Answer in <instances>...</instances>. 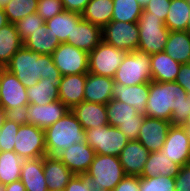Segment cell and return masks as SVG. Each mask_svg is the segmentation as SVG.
<instances>
[{
	"label": "cell",
	"mask_w": 190,
	"mask_h": 191,
	"mask_svg": "<svg viewBox=\"0 0 190 191\" xmlns=\"http://www.w3.org/2000/svg\"><path fill=\"white\" fill-rule=\"evenodd\" d=\"M61 79H40L34 86L26 88L29 104L44 105L59 97Z\"/></svg>",
	"instance_id": "29"
},
{
	"label": "cell",
	"mask_w": 190,
	"mask_h": 191,
	"mask_svg": "<svg viewBox=\"0 0 190 191\" xmlns=\"http://www.w3.org/2000/svg\"><path fill=\"white\" fill-rule=\"evenodd\" d=\"M9 23L8 18L5 14L4 8L0 7V28Z\"/></svg>",
	"instance_id": "51"
},
{
	"label": "cell",
	"mask_w": 190,
	"mask_h": 191,
	"mask_svg": "<svg viewBox=\"0 0 190 191\" xmlns=\"http://www.w3.org/2000/svg\"><path fill=\"white\" fill-rule=\"evenodd\" d=\"M38 0H10L3 8L9 23L15 24L27 15L37 12Z\"/></svg>",
	"instance_id": "37"
},
{
	"label": "cell",
	"mask_w": 190,
	"mask_h": 191,
	"mask_svg": "<svg viewBox=\"0 0 190 191\" xmlns=\"http://www.w3.org/2000/svg\"><path fill=\"white\" fill-rule=\"evenodd\" d=\"M70 109L59 99L44 105L28 104L29 124L45 130L53 123L63 118Z\"/></svg>",
	"instance_id": "16"
},
{
	"label": "cell",
	"mask_w": 190,
	"mask_h": 191,
	"mask_svg": "<svg viewBox=\"0 0 190 191\" xmlns=\"http://www.w3.org/2000/svg\"><path fill=\"white\" fill-rule=\"evenodd\" d=\"M5 69L14 74L26 88L34 86L40 79L62 78L52 55L39 54L24 46L12 56Z\"/></svg>",
	"instance_id": "2"
},
{
	"label": "cell",
	"mask_w": 190,
	"mask_h": 191,
	"mask_svg": "<svg viewBox=\"0 0 190 191\" xmlns=\"http://www.w3.org/2000/svg\"><path fill=\"white\" fill-rule=\"evenodd\" d=\"M171 126L172 123L170 121L145 117L137 141L149 152L160 151L163 148V144Z\"/></svg>",
	"instance_id": "14"
},
{
	"label": "cell",
	"mask_w": 190,
	"mask_h": 191,
	"mask_svg": "<svg viewBox=\"0 0 190 191\" xmlns=\"http://www.w3.org/2000/svg\"><path fill=\"white\" fill-rule=\"evenodd\" d=\"M186 32L190 34V14H189V18H188V23H187V27H186Z\"/></svg>",
	"instance_id": "55"
},
{
	"label": "cell",
	"mask_w": 190,
	"mask_h": 191,
	"mask_svg": "<svg viewBox=\"0 0 190 191\" xmlns=\"http://www.w3.org/2000/svg\"><path fill=\"white\" fill-rule=\"evenodd\" d=\"M113 80L125 86L151 82L150 55L138 50L127 52Z\"/></svg>",
	"instance_id": "6"
},
{
	"label": "cell",
	"mask_w": 190,
	"mask_h": 191,
	"mask_svg": "<svg viewBox=\"0 0 190 191\" xmlns=\"http://www.w3.org/2000/svg\"><path fill=\"white\" fill-rule=\"evenodd\" d=\"M57 36L46 31V24L39 27V30L33 32L24 42L26 49L39 54L52 55L54 50L60 45Z\"/></svg>",
	"instance_id": "31"
},
{
	"label": "cell",
	"mask_w": 190,
	"mask_h": 191,
	"mask_svg": "<svg viewBox=\"0 0 190 191\" xmlns=\"http://www.w3.org/2000/svg\"><path fill=\"white\" fill-rule=\"evenodd\" d=\"M189 14V0H171L164 24L169 31H186Z\"/></svg>",
	"instance_id": "33"
},
{
	"label": "cell",
	"mask_w": 190,
	"mask_h": 191,
	"mask_svg": "<svg viewBox=\"0 0 190 191\" xmlns=\"http://www.w3.org/2000/svg\"><path fill=\"white\" fill-rule=\"evenodd\" d=\"M106 111L108 124L115 127L122 122L138 121V117L141 115L133 106L113 99L106 104Z\"/></svg>",
	"instance_id": "35"
},
{
	"label": "cell",
	"mask_w": 190,
	"mask_h": 191,
	"mask_svg": "<svg viewBox=\"0 0 190 191\" xmlns=\"http://www.w3.org/2000/svg\"><path fill=\"white\" fill-rule=\"evenodd\" d=\"M183 126H190V116H189L187 122Z\"/></svg>",
	"instance_id": "58"
},
{
	"label": "cell",
	"mask_w": 190,
	"mask_h": 191,
	"mask_svg": "<svg viewBox=\"0 0 190 191\" xmlns=\"http://www.w3.org/2000/svg\"><path fill=\"white\" fill-rule=\"evenodd\" d=\"M149 153L139 141L130 140L119 155L126 176L140 177Z\"/></svg>",
	"instance_id": "19"
},
{
	"label": "cell",
	"mask_w": 190,
	"mask_h": 191,
	"mask_svg": "<svg viewBox=\"0 0 190 191\" xmlns=\"http://www.w3.org/2000/svg\"><path fill=\"white\" fill-rule=\"evenodd\" d=\"M113 100L125 102L133 106L138 113L145 115L149 96V83L125 86L114 82L112 87Z\"/></svg>",
	"instance_id": "17"
},
{
	"label": "cell",
	"mask_w": 190,
	"mask_h": 191,
	"mask_svg": "<svg viewBox=\"0 0 190 191\" xmlns=\"http://www.w3.org/2000/svg\"><path fill=\"white\" fill-rule=\"evenodd\" d=\"M22 161L14 151H0V182L3 185L20 180Z\"/></svg>",
	"instance_id": "34"
},
{
	"label": "cell",
	"mask_w": 190,
	"mask_h": 191,
	"mask_svg": "<svg viewBox=\"0 0 190 191\" xmlns=\"http://www.w3.org/2000/svg\"><path fill=\"white\" fill-rule=\"evenodd\" d=\"M85 133L86 142L94 149L96 154L119 157L121 150L130 141L122 131L109 124L86 129Z\"/></svg>",
	"instance_id": "7"
},
{
	"label": "cell",
	"mask_w": 190,
	"mask_h": 191,
	"mask_svg": "<svg viewBox=\"0 0 190 191\" xmlns=\"http://www.w3.org/2000/svg\"><path fill=\"white\" fill-rule=\"evenodd\" d=\"M14 152L22 159L47 156L44 130L33 124L21 125L15 137Z\"/></svg>",
	"instance_id": "9"
},
{
	"label": "cell",
	"mask_w": 190,
	"mask_h": 191,
	"mask_svg": "<svg viewBox=\"0 0 190 191\" xmlns=\"http://www.w3.org/2000/svg\"><path fill=\"white\" fill-rule=\"evenodd\" d=\"M23 40L16 30L15 24L8 23L0 28V66L10 62L12 56L23 47Z\"/></svg>",
	"instance_id": "28"
},
{
	"label": "cell",
	"mask_w": 190,
	"mask_h": 191,
	"mask_svg": "<svg viewBox=\"0 0 190 191\" xmlns=\"http://www.w3.org/2000/svg\"><path fill=\"white\" fill-rule=\"evenodd\" d=\"M164 52L180 64L190 63V34L170 31Z\"/></svg>",
	"instance_id": "30"
},
{
	"label": "cell",
	"mask_w": 190,
	"mask_h": 191,
	"mask_svg": "<svg viewBox=\"0 0 190 191\" xmlns=\"http://www.w3.org/2000/svg\"><path fill=\"white\" fill-rule=\"evenodd\" d=\"M64 10L82 14L90 0H61Z\"/></svg>",
	"instance_id": "48"
},
{
	"label": "cell",
	"mask_w": 190,
	"mask_h": 191,
	"mask_svg": "<svg viewBox=\"0 0 190 191\" xmlns=\"http://www.w3.org/2000/svg\"><path fill=\"white\" fill-rule=\"evenodd\" d=\"M138 3L144 8L146 4L149 2V0H137Z\"/></svg>",
	"instance_id": "53"
},
{
	"label": "cell",
	"mask_w": 190,
	"mask_h": 191,
	"mask_svg": "<svg viewBox=\"0 0 190 191\" xmlns=\"http://www.w3.org/2000/svg\"><path fill=\"white\" fill-rule=\"evenodd\" d=\"M152 81L175 82L181 64L167 53L159 52L150 55Z\"/></svg>",
	"instance_id": "26"
},
{
	"label": "cell",
	"mask_w": 190,
	"mask_h": 191,
	"mask_svg": "<svg viewBox=\"0 0 190 191\" xmlns=\"http://www.w3.org/2000/svg\"><path fill=\"white\" fill-rule=\"evenodd\" d=\"M126 53V51L117 49L102 40L97 47L88 53V72L114 78Z\"/></svg>",
	"instance_id": "8"
},
{
	"label": "cell",
	"mask_w": 190,
	"mask_h": 191,
	"mask_svg": "<svg viewBox=\"0 0 190 191\" xmlns=\"http://www.w3.org/2000/svg\"><path fill=\"white\" fill-rule=\"evenodd\" d=\"M81 20V14L64 10L53 18L46 20V31L57 36L60 43H66L67 38L71 37L73 27Z\"/></svg>",
	"instance_id": "27"
},
{
	"label": "cell",
	"mask_w": 190,
	"mask_h": 191,
	"mask_svg": "<svg viewBox=\"0 0 190 191\" xmlns=\"http://www.w3.org/2000/svg\"><path fill=\"white\" fill-rule=\"evenodd\" d=\"M175 178V191H190V164L181 167Z\"/></svg>",
	"instance_id": "45"
},
{
	"label": "cell",
	"mask_w": 190,
	"mask_h": 191,
	"mask_svg": "<svg viewBox=\"0 0 190 191\" xmlns=\"http://www.w3.org/2000/svg\"><path fill=\"white\" fill-rule=\"evenodd\" d=\"M62 76L88 73V53L67 43H61L52 54Z\"/></svg>",
	"instance_id": "11"
},
{
	"label": "cell",
	"mask_w": 190,
	"mask_h": 191,
	"mask_svg": "<svg viewBox=\"0 0 190 191\" xmlns=\"http://www.w3.org/2000/svg\"><path fill=\"white\" fill-rule=\"evenodd\" d=\"M64 11L61 0H38L37 14L45 21Z\"/></svg>",
	"instance_id": "41"
},
{
	"label": "cell",
	"mask_w": 190,
	"mask_h": 191,
	"mask_svg": "<svg viewBox=\"0 0 190 191\" xmlns=\"http://www.w3.org/2000/svg\"><path fill=\"white\" fill-rule=\"evenodd\" d=\"M186 127V130H187V132H188V136H189V138H190V126H185Z\"/></svg>",
	"instance_id": "59"
},
{
	"label": "cell",
	"mask_w": 190,
	"mask_h": 191,
	"mask_svg": "<svg viewBox=\"0 0 190 191\" xmlns=\"http://www.w3.org/2000/svg\"><path fill=\"white\" fill-rule=\"evenodd\" d=\"M65 191H90L89 187L85 186V174L74 175L66 186Z\"/></svg>",
	"instance_id": "49"
},
{
	"label": "cell",
	"mask_w": 190,
	"mask_h": 191,
	"mask_svg": "<svg viewBox=\"0 0 190 191\" xmlns=\"http://www.w3.org/2000/svg\"><path fill=\"white\" fill-rule=\"evenodd\" d=\"M90 191H107V190H104V189L98 188V187H90Z\"/></svg>",
	"instance_id": "54"
},
{
	"label": "cell",
	"mask_w": 190,
	"mask_h": 191,
	"mask_svg": "<svg viewBox=\"0 0 190 191\" xmlns=\"http://www.w3.org/2000/svg\"><path fill=\"white\" fill-rule=\"evenodd\" d=\"M44 178L49 191L65 190L74 174L63 164L58 157H43Z\"/></svg>",
	"instance_id": "20"
},
{
	"label": "cell",
	"mask_w": 190,
	"mask_h": 191,
	"mask_svg": "<svg viewBox=\"0 0 190 191\" xmlns=\"http://www.w3.org/2000/svg\"><path fill=\"white\" fill-rule=\"evenodd\" d=\"M96 153L87 142L75 143L57 157L74 175L86 174Z\"/></svg>",
	"instance_id": "15"
},
{
	"label": "cell",
	"mask_w": 190,
	"mask_h": 191,
	"mask_svg": "<svg viewBox=\"0 0 190 191\" xmlns=\"http://www.w3.org/2000/svg\"><path fill=\"white\" fill-rule=\"evenodd\" d=\"M0 82H1V66H0Z\"/></svg>",
	"instance_id": "60"
},
{
	"label": "cell",
	"mask_w": 190,
	"mask_h": 191,
	"mask_svg": "<svg viewBox=\"0 0 190 191\" xmlns=\"http://www.w3.org/2000/svg\"><path fill=\"white\" fill-rule=\"evenodd\" d=\"M113 191H140L138 176H125Z\"/></svg>",
	"instance_id": "47"
},
{
	"label": "cell",
	"mask_w": 190,
	"mask_h": 191,
	"mask_svg": "<svg viewBox=\"0 0 190 191\" xmlns=\"http://www.w3.org/2000/svg\"><path fill=\"white\" fill-rule=\"evenodd\" d=\"M27 113L28 105L17 106L15 108H7L6 110H4L5 119L13 121L19 124L20 126L24 124H29Z\"/></svg>",
	"instance_id": "43"
},
{
	"label": "cell",
	"mask_w": 190,
	"mask_h": 191,
	"mask_svg": "<svg viewBox=\"0 0 190 191\" xmlns=\"http://www.w3.org/2000/svg\"><path fill=\"white\" fill-rule=\"evenodd\" d=\"M28 104L26 87L14 74L1 67L0 106L6 110Z\"/></svg>",
	"instance_id": "13"
},
{
	"label": "cell",
	"mask_w": 190,
	"mask_h": 191,
	"mask_svg": "<svg viewBox=\"0 0 190 191\" xmlns=\"http://www.w3.org/2000/svg\"><path fill=\"white\" fill-rule=\"evenodd\" d=\"M171 0H149L146 6L143 8L146 12L152 13V16L159 17V19L165 22Z\"/></svg>",
	"instance_id": "42"
},
{
	"label": "cell",
	"mask_w": 190,
	"mask_h": 191,
	"mask_svg": "<svg viewBox=\"0 0 190 191\" xmlns=\"http://www.w3.org/2000/svg\"><path fill=\"white\" fill-rule=\"evenodd\" d=\"M173 162L184 166L190 164V138L185 126L172 125L161 149Z\"/></svg>",
	"instance_id": "12"
},
{
	"label": "cell",
	"mask_w": 190,
	"mask_h": 191,
	"mask_svg": "<svg viewBox=\"0 0 190 191\" xmlns=\"http://www.w3.org/2000/svg\"><path fill=\"white\" fill-rule=\"evenodd\" d=\"M146 117L183 126L190 116V98L177 82H149Z\"/></svg>",
	"instance_id": "1"
},
{
	"label": "cell",
	"mask_w": 190,
	"mask_h": 191,
	"mask_svg": "<svg viewBox=\"0 0 190 191\" xmlns=\"http://www.w3.org/2000/svg\"><path fill=\"white\" fill-rule=\"evenodd\" d=\"M181 165L173 162L163 152H150L140 177L151 178L155 176L175 177L181 169Z\"/></svg>",
	"instance_id": "25"
},
{
	"label": "cell",
	"mask_w": 190,
	"mask_h": 191,
	"mask_svg": "<svg viewBox=\"0 0 190 191\" xmlns=\"http://www.w3.org/2000/svg\"><path fill=\"white\" fill-rule=\"evenodd\" d=\"M46 154L57 157L75 143L86 142V133L71 111L44 130Z\"/></svg>",
	"instance_id": "3"
},
{
	"label": "cell",
	"mask_w": 190,
	"mask_h": 191,
	"mask_svg": "<svg viewBox=\"0 0 190 191\" xmlns=\"http://www.w3.org/2000/svg\"><path fill=\"white\" fill-rule=\"evenodd\" d=\"M70 111L77 118L84 130L108 124L105 104L83 101L73 106Z\"/></svg>",
	"instance_id": "21"
},
{
	"label": "cell",
	"mask_w": 190,
	"mask_h": 191,
	"mask_svg": "<svg viewBox=\"0 0 190 191\" xmlns=\"http://www.w3.org/2000/svg\"><path fill=\"white\" fill-rule=\"evenodd\" d=\"M175 82L187 91L190 98V63L181 64Z\"/></svg>",
	"instance_id": "46"
},
{
	"label": "cell",
	"mask_w": 190,
	"mask_h": 191,
	"mask_svg": "<svg viewBox=\"0 0 190 191\" xmlns=\"http://www.w3.org/2000/svg\"><path fill=\"white\" fill-rule=\"evenodd\" d=\"M143 7L137 0H113V14L111 21L138 22Z\"/></svg>",
	"instance_id": "36"
},
{
	"label": "cell",
	"mask_w": 190,
	"mask_h": 191,
	"mask_svg": "<svg viewBox=\"0 0 190 191\" xmlns=\"http://www.w3.org/2000/svg\"><path fill=\"white\" fill-rule=\"evenodd\" d=\"M113 0H90L83 11L82 19L103 28L112 20Z\"/></svg>",
	"instance_id": "32"
},
{
	"label": "cell",
	"mask_w": 190,
	"mask_h": 191,
	"mask_svg": "<svg viewBox=\"0 0 190 191\" xmlns=\"http://www.w3.org/2000/svg\"><path fill=\"white\" fill-rule=\"evenodd\" d=\"M113 84V78L86 73L84 101L106 105L113 98Z\"/></svg>",
	"instance_id": "22"
},
{
	"label": "cell",
	"mask_w": 190,
	"mask_h": 191,
	"mask_svg": "<svg viewBox=\"0 0 190 191\" xmlns=\"http://www.w3.org/2000/svg\"><path fill=\"white\" fill-rule=\"evenodd\" d=\"M146 115L141 114L138 121L122 122L117 128L122 131L129 140H137L139 131Z\"/></svg>",
	"instance_id": "44"
},
{
	"label": "cell",
	"mask_w": 190,
	"mask_h": 191,
	"mask_svg": "<svg viewBox=\"0 0 190 191\" xmlns=\"http://www.w3.org/2000/svg\"><path fill=\"white\" fill-rule=\"evenodd\" d=\"M20 125L4 119L0 128V151H14L15 137Z\"/></svg>",
	"instance_id": "40"
},
{
	"label": "cell",
	"mask_w": 190,
	"mask_h": 191,
	"mask_svg": "<svg viewBox=\"0 0 190 191\" xmlns=\"http://www.w3.org/2000/svg\"><path fill=\"white\" fill-rule=\"evenodd\" d=\"M86 73L62 76L59 84V97L69 109L84 101Z\"/></svg>",
	"instance_id": "23"
},
{
	"label": "cell",
	"mask_w": 190,
	"mask_h": 191,
	"mask_svg": "<svg viewBox=\"0 0 190 191\" xmlns=\"http://www.w3.org/2000/svg\"><path fill=\"white\" fill-rule=\"evenodd\" d=\"M102 40L126 52L138 50L139 29L137 22L111 21L102 28Z\"/></svg>",
	"instance_id": "10"
},
{
	"label": "cell",
	"mask_w": 190,
	"mask_h": 191,
	"mask_svg": "<svg viewBox=\"0 0 190 191\" xmlns=\"http://www.w3.org/2000/svg\"><path fill=\"white\" fill-rule=\"evenodd\" d=\"M20 180L26 191H49L44 178L43 157L23 159Z\"/></svg>",
	"instance_id": "24"
},
{
	"label": "cell",
	"mask_w": 190,
	"mask_h": 191,
	"mask_svg": "<svg viewBox=\"0 0 190 191\" xmlns=\"http://www.w3.org/2000/svg\"><path fill=\"white\" fill-rule=\"evenodd\" d=\"M137 25L139 29L138 51L149 55L164 52L170 33L164 22L143 9Z\"/></svg>",
	"instance_id": "5"
},
{
	"label": "cell",
	"mask_w": 190,
	"mask_h": 191,
	"mask_svg": "<svg viewBox=\"0 0 190 191\" xmlns=\"http://www.w3.org/2000/svg\"><path fill=\"white\" fill-rule=\"evenodd\" d=\"M5 191H26V188L21 180H17L5 185Z\"/></svg>",
	"instance_id": "50"
},
{
	"label": "cell",
	"mask_w": 190,
	"mask_h": 191,
	"mask_svg": "<svg viewBox=\"0 0 190 191\" xmlns=\"http://www.w3.org/2000/svg\"><path fill=\"white\" fill-rule=\"evenodd\" d=\"M0 191H5V185L0 182Z\"/></svg>",
	"instance_id": "57"
},
{
	"label": "cell",
	"mask_w": 190,
	"mask_h": 191,
	"mask_svg": "<svg viewBox=\"0 0 190 191\" xmlns=\"http://www.w3.org/2000/svg\"><path fill=\"white\" fill-rule=\"evenodd\" d=\"M125 176L119 157L96 154L85 174V186L113 191Z\"/></svg>",
	"instance_id": "4"
},
{
	"label": "cell",
	"mask_w": 190,
	"mask_h": 191,
	"mask_svg": "<svg viewBox=\"0 0 190 191\" xmlns=\"http://www.w3.org/2000/svg\"><path fill=\"white\" fill-rule=\"evenodd\" d=\"M5 119V116H4V109L0 106V128L3 124V121Z\"/></svg>",
	"instance_id": "52"
},
{
	"label": "cell",
	"mask_w": 190,
	"mask_h": 191,
	"mask_svg": "<svg viewBox=\"0 0 190 191\" xmlns=\"http://www.w3.org/2000/svg\"><path fill=\"white\" fill-rule=\"evenodd\" d=\"M101 41L102 28L82 19L73 27L71 37L67 38L66 43L89 53L97 47Z\"/></svg>",
	"instance_id": "18"
},
{
	"label": "cell",
	"mask_w": 190,
	"mask_h": 191,
	"mask_svg": "<svg viewBox=\"0 0 190 191\" xmlns=\"http://www.w3.org/2000/svg\"><path fill=\"white\" fill-rule=\"evenodd\" d=\"M45 23L46 21L40 15L32 13L17 21L15 27L24 42L33 32L39 30V27L45 25Z\"/></svg>",
	"instance_id": "39"
},
{
	"label": "cell",
	"mask_w": 190,
	"mask_h": 191,
	"mask_svg": "<svg viewBox=\"0 0 190 191\" xmlns=\"http://www.w3.org/2000/svg\"><path fill=\"white\" fill-rule=\"evenodd\" d=\"M10 0H0V7H4Z\"/></svg>",
	"instance_id": "56"
},
{
	"label": "cell",
	"mask_w": 190,
	"mask_h": 191,
	"mask_svg": "<svg viewBox=\"0 0 190 191\" xmlns=\"http://www.w3.org/2000/svg\"><path fill=\"white\" fill-rule=\"evenodd\" d=\"M175 178L169 176H155L151 178L139 177L140 191H175Z\"/></svg>",
	"instance_id": "38"
}]
</instances>
